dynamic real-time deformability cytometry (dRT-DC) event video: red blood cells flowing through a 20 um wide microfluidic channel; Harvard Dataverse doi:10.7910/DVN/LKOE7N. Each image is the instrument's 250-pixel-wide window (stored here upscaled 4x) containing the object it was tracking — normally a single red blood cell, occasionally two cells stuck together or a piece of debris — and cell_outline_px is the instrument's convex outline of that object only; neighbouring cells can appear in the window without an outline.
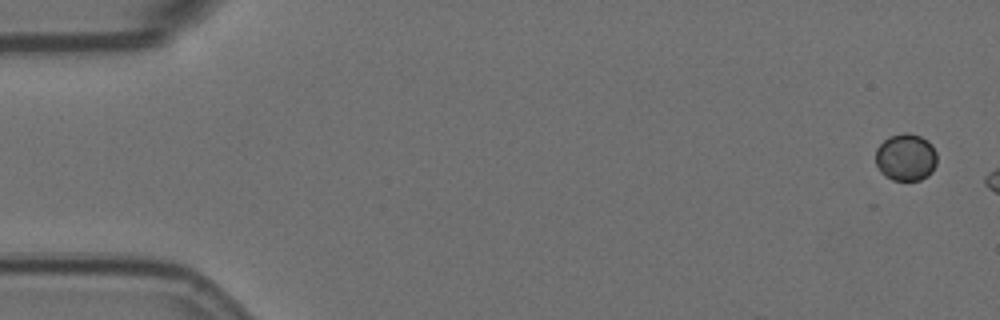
{"species": "Egyptian fruit bat (a non-hibernating species)", "species_latin": "Rousettus aegyptiacus", "temperature_condition": "room temperature", "stored_images_in_passage": 4, "camera_frame_rate_fps": 3000, "um_per_image_px": 0.085, "animal": {"sex": "female"}, "frame": {"image": 1, "passage_image": 1, "time_ms": 0.0, "image_size_px": [1000, 320], "cell_outline_px": [[936, 164], [932, 172], [928, 176], [920, 180], [892, 180], [884, 176], [880, 172], [876, 164], [876, 148], [888, 136], [904, 132], [920, 136], [928, 140], [932, 144], [936, 152]], "centroid_in_image_um": [76.99, 13.37], "position_along_channel_um": 8.0, "area_um2": 17.11}}